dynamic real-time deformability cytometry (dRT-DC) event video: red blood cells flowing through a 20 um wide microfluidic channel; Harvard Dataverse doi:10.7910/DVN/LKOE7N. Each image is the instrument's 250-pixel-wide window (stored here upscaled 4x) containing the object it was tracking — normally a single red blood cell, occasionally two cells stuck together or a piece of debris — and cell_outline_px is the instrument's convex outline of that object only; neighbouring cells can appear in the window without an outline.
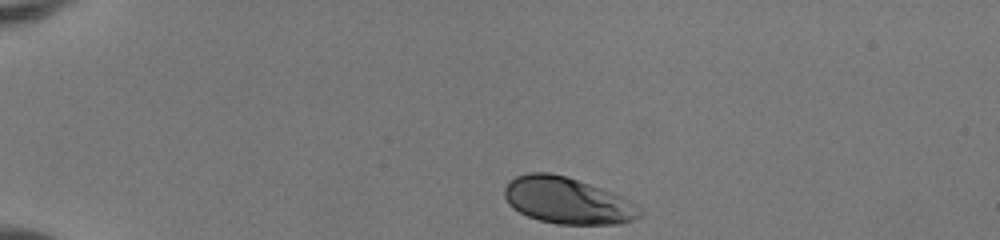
{"species": "human", "species_latin": "Homo sapiens", "temperature_condition": "room temperature", "stored_images_in_passage": 35, "camera_frame_rate_fps": 3000, "um_per_image_px": 0.085, "donor": {"sex": "female"}, "frame": {"image": 1, "passage_image": 1, "time_ms": 0.0, "image_size_px": [1000, 240], "cell_outline_px": [[644, 216], [620, 224], [556, 224], [540, 220], [528, 216], [512, 208], [508, 204], [504, 196], [504, 188], [508, 180], [516, 176], [528, 172], [548, 172], [564, 176], [600, 188], [620, 196], [644, 208]], "centroid_in_image_um": [48.23, 17.06], "position_along_channel_um": 36.8, "area_um2": 36.76}}
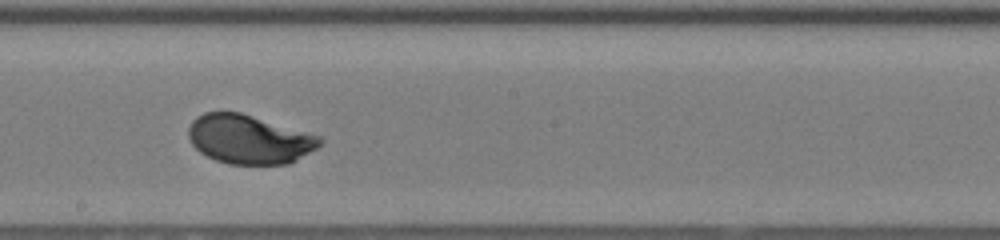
{"frame": {"image": 2, "passage_image": 20, "time_ms": 6.333, "image_size_px": [1000, 240], "cell_outline_px": [[324, 140], [316, 148], [288, 164], [228, 164], [216, 160], [200, 152], [192, 144], [188, 136], [188, 128], [192, 120], [196, 116], [204, 112], [240, 112], [320, 136]], "centroid_in_image_um": [21.14, 11.83], "position_along_channel_um": 227.1, "area_um2": 37.28}}
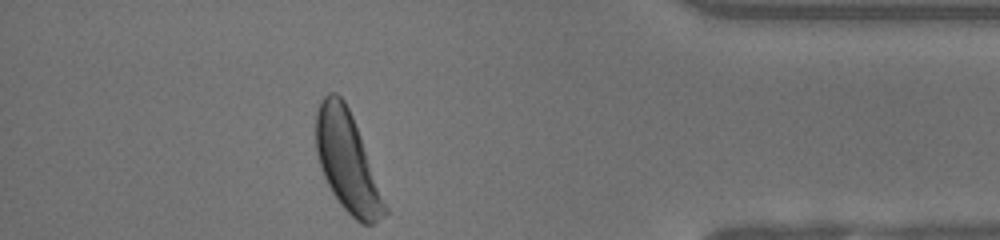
{"frame": {"image": 3, "passage_image": 35, "time_ms": 11.333, "image_size_px": [1000, 240], "cell_outline_px": [[388, 212], [384, 216], [372, 224], [360, 224], [340, 204], [332, 192], [320, 168], [316, 152], [316, 112], [320, 100], [328, 92], [336, 92], [344, 100], [352, 116], [360, 136], [388, 208]], "centroid_in_image_um": [29.5, 13.74], "position_along_channel_um": 405.7, "area_um2": 39.48}, "authors_computed_cell_mechanics": {"area_um2": 37.57, "velocity_mm_per_s": 4.1307, "shape_relaxation_time_tau1_ms": 1.8678, "shape_relaxation_time_tau2_ms": null, "deformation_change_tau1": 0.133, "deformation_change_tau2": null}}